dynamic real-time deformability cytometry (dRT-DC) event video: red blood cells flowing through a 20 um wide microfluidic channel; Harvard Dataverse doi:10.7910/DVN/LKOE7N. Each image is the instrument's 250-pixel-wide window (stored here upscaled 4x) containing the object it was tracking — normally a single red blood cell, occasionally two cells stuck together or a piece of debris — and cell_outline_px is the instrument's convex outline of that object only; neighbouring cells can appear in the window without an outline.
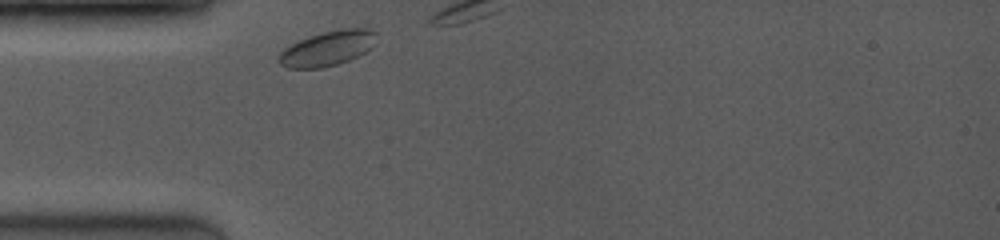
{"species": "common noctule bat (a hibernating species)", "species_latin": "Nyctalus noctula", "temperature_condition": "room temperature", "stored_images_in_passage": 5, "camera_frame_rate_fps": 3500, "um_per_image_px": 0.085, "animal": {"sex": "female", "body_mass_g": 19.0, "forearm_length_mm": 53.3}, "frame": {"image": 1, "passage_image": 1, "time_ms": 0.0, "image_size_px": [1000, 240], "cell_outline_px": [[376, 44], [364, 52], [348, 60], [324, 68], [288, 68], [280, 64], [276, 60], [276, 56], [284, 48], [308, 36], [340, 28], [368, 28], [376, 32]], "centroid_in_image_um": [27.82, 4.11], "position_along_channel_um": 57.2, "area_um2": 19.94}}